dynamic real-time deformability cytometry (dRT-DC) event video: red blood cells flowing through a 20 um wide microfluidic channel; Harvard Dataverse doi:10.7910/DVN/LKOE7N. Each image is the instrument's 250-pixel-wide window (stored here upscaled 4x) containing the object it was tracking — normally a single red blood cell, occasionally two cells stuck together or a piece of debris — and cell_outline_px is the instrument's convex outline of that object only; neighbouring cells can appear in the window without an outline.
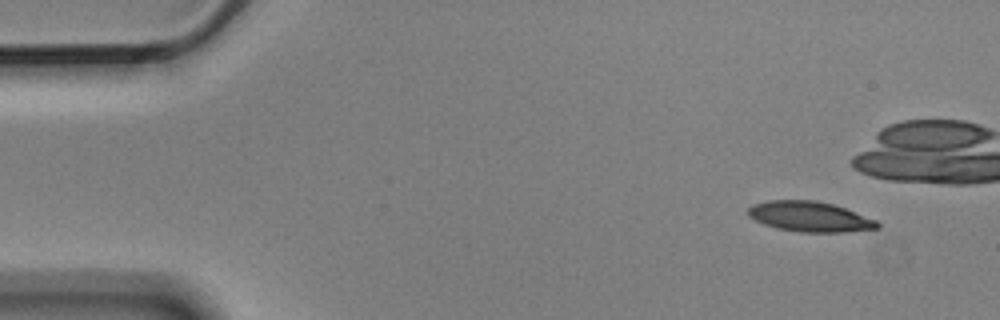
{"species": "Egyptian fruit bat (a non-hibernating species)", "species_latin": "Rousettus aegyptiacus", "temperature_condition": "cold", "stored_images_in_passage": 5, "camera_frame_rate_fps": 3000, "um_per_image_px": 0.085, "animal": {"sex": "male"}, "frame": {"image": 1, "passage_image": 1, "time_ms": 0.0, "image_size_px": [1000, 320], "cell_outline_px": [[880, 228], [844, 232], [800, 232], [776, 228], [764, 224], [748, 216], [748, 208], [752, 204], [768, 200], [816, 200], [832, 204], [844, 208], [876, 220], [880, 224]], "centroid_in_image_um": [68.81, 18.41], "position_along_channel_um": 16.2, "area_um2": 22.72}}